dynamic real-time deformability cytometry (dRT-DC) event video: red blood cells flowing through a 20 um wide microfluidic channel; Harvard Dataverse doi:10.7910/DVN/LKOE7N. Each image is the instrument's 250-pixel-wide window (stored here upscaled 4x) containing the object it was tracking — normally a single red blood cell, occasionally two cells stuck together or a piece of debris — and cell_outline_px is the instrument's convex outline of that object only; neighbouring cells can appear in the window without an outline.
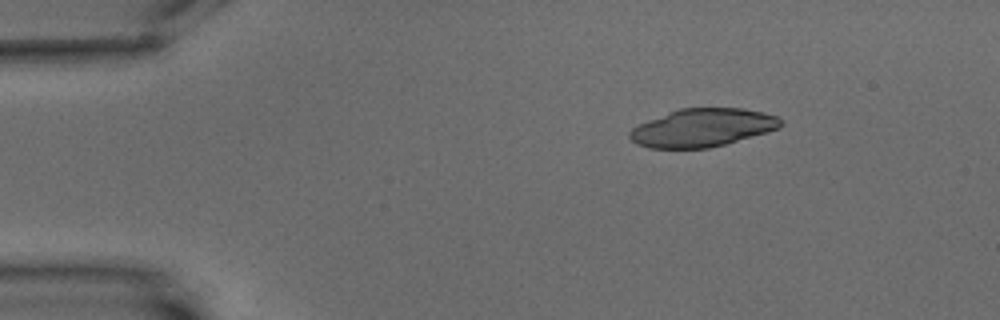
{"species": "common noctule bat (a hibernating species)", "species_latin": "Nyctalus noctula", "temperature_condition": "warm", "stored_images_in_passage": 7, "camera_frame_rate_fps": 3000, "um_per_image_px": 0.085, "animal": {"sex": "male", "body_mass_g": 15.6}, "frame": {"image": 1, "passage_image": 1, "time_ms": 0.0, "image_size_px": [1000, 320], "cell_outline_px": [[784, 124], [780, 128], [724, 144], [708, 148], [648, 148], [636, 144], [628, 136], [628, 132], [632, 128], [648, 120], [668, 112], [680, 108], [744, 108], [764, 112], [776, 116]], "centroid_in_image_um": [59.69, 10.85], "position_along_channel_um": 25.3, "area_um2": 33.41}}